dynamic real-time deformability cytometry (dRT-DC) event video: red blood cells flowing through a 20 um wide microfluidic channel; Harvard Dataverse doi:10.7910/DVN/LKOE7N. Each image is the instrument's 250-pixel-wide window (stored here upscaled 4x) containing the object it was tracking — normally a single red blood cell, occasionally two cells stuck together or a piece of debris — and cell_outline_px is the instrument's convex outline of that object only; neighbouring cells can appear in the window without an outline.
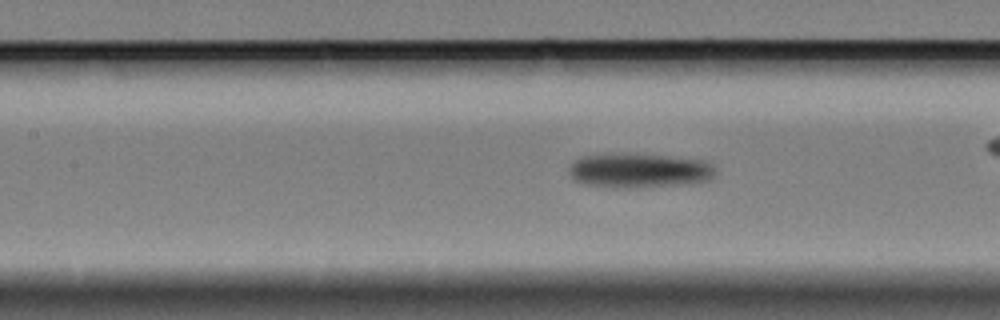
{"species": "Egyptian fruit bat (a non-hibernating species)", "species_latin": "Rousettus aegyptiacus", "temperature_condition": "cold", "stored_images_in_passage": 46, "camera_frame_rate_fps": 3000, "um_per_image_px": 0.085, "animal": {"sex": "female"}, "frame": {"image": 1, "passage_image": 20, "time_ms": 6.333, "image_size_px": [1000, 320], "cell_outline_px": [[716, 172], [708, 180], [692, 184], [588, 184], [576, 180], [568, 172], [568, 168], [576, 160], [584, 156], [664, 156], [704, 160], [712, 164]], "centroid_in_image_um": [54.44, 14.47], "position_along_channel_um": 153.0, "area_um2": 26.76}, "authors_computed_cell_mechanics": {"area_um2": 27.6284, "velocity_mm_per_s": 3.2657, "shape_relaxation_time_tau1_ms": 10.2386, "shape_relaxation_time_tau2_ms": null, "deformation_change_tau1": 0.1291, "deformation_change_tau2": null}}